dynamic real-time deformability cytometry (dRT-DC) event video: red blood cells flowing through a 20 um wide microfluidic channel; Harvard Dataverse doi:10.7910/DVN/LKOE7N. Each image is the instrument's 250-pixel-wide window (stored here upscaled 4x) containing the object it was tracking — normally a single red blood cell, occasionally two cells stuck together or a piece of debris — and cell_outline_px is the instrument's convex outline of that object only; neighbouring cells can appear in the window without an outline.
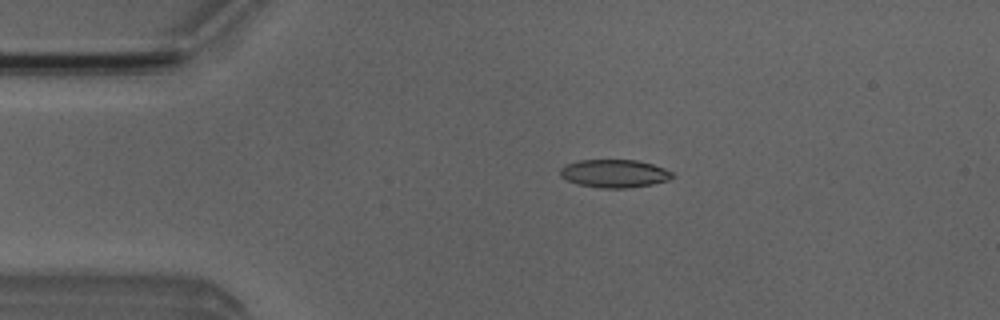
{"species": "Egyptian fruit bat (a non-hibernating species)", "species_latin": "Rousettus aegyptiacus", "temperature_condition": "room temperature", "stored_images_in_passage": 51, "camera_frame_rate_fps": 3000, "um_per_image_px": 0.085, "animal": {"sex": "male"}, "frame": {"image": 1, "passage_image": 10, "time_ms": 3.0, "image_size_px": [1000, 320], "cell_outline_px": [[676, 176], [668, 180], [652, 184], [628, 188], [600, 188], [580, 184], [568, 180], [560, 176], [560, 168], [576, 160], [636, 160], [652, 164], [664, 168], [672, 172]], "centroid_in_image_um": [52.24, 14.74], "position_along_channel_um": 32.8, "area_um2": 18.26}}
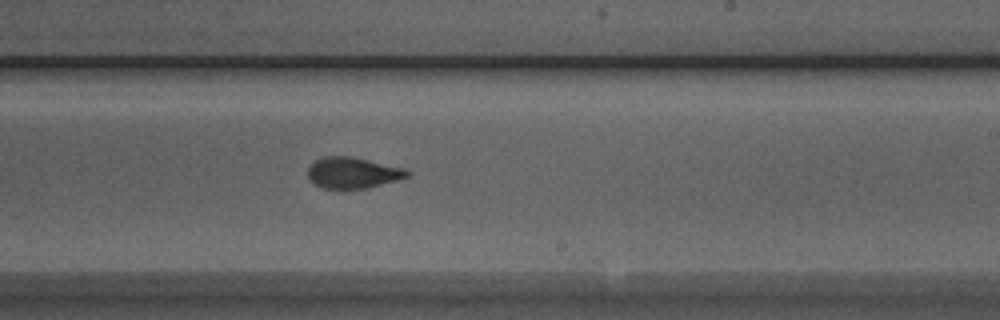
{"frame": {"image": 2, "passage_image": 30, "time_ms": 9.667, "image_size_px": [1000, 320], "cell_outline_px": [[412, 172], [408, 176], [396, 180], [368, 188], [320, 188], [312, 184], [308, 176], [308, 168], [320, 156], [352, 156], [404, 168]], "centroid_in_image_um": [29.96, 14.68], "position_along_channel_um": 259.0, "area_um2": 18.03}}
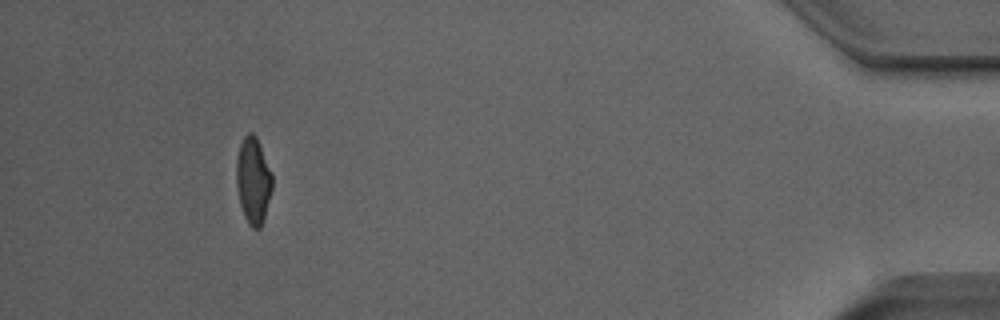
{"frame": {"image": 3, "passage_image": 47, "time_ms": 15.333, "image_size_px": [1000, 320], "cell_outline_px": [[272, 188], [264, 220], [260, 228], [252, 228], [248, 224], [244, 216], [240, 204], [236, 184], [236, 160], [240, 144], [244, 136], [248, 132], [252, 132], [256, 136], [272, 172]], "centroid_in_image_um": [21.52, 15.34], "position_along_channel_um": 413.7, "area_um2": 18.21}, "authors_computed_cell_mechanics": {"area_um2": 18.3804, "velocity_mm_per_s": 3.9829, "shape_relaxation_time_tau1_ms": 9.1861, "shape_relaxation_time_tau2_ms": 1.1432, "deformation_change_tau1": 0.2531, "deformation_change_tau2": 0.0838}}